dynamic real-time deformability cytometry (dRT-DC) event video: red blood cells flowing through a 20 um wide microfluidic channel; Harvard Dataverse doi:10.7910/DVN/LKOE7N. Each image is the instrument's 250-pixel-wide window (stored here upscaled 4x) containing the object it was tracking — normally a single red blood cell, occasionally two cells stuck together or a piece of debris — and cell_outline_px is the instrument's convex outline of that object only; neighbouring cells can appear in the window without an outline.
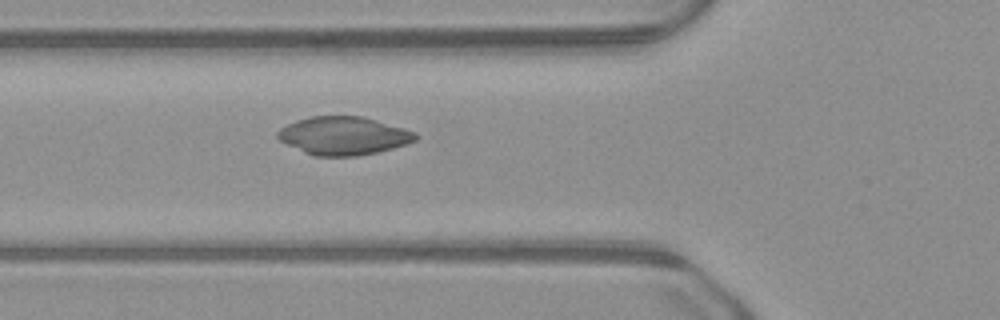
{"species": "common noctule bat (a hibernating species)", "species_latin": "Nyctalus noctula", "temperature_condition": "warm", "stored_images_in_passage": 6, "camera_frame_rate_fps": 3000, "um_per_image_px": 0.085, "animal": {"sex": "male", "body_mass_g": 23.1, "forearm_length_mm": 52.7}, "frame": {"image": 1, "passage_image": 3, "time_ms": 0.667, "image_size_px": [1000, 320], "cell_outline_px": [[420, 136], [416, 140], [408, 144], [376, 152], [356, 156], [316, 156], [304, 152], [280, 140], [276, 136], [276, 132], [280, 128], [296, 120], [308, 116], [364, 116], [404, 128], [416, 132]], "centroid_in_image_um": [29.22, 11.53], "position_along_channel_um": 96.6, "area_um2": 30.75}}